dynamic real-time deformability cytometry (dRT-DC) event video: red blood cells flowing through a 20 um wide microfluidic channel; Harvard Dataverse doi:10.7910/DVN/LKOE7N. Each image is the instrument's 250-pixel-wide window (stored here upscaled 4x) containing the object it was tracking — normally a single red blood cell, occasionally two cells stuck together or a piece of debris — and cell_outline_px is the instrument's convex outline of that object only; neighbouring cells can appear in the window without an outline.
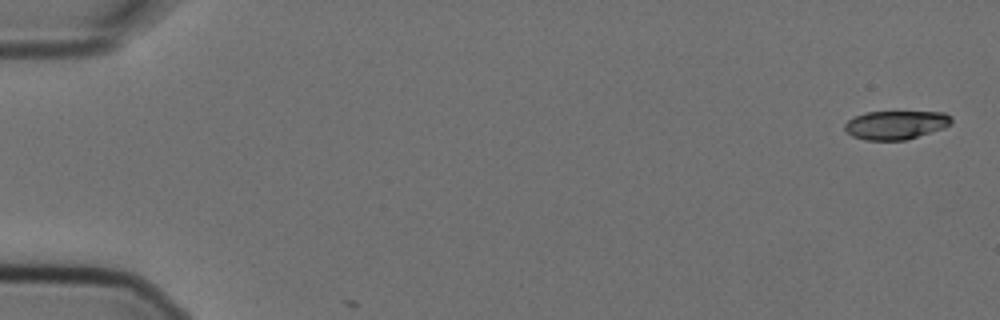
{"species": "Egyptian fruit bat (a non-hibernating species)", "species_latin": "Rousettus aegyptiacus", "temperature_condition": "cold", "stored_images_in_passage": 5, "camera_frame_rate_fps": 3000, "um_per_image_px": 0.085, "animal": {"sex": "female"}, "frame": {"image": 1, "passage_image": 1, "time_ms": 0.0, "image_size_px": [1000, 320], "cell_outline_px": [[952, 124], [944, 128], [904, 140], [864, 140], [852, 136], [844, 128], [844, 124], [848, 120], [856, 116], [868, 112], [944, 112], [952, 116]], "centroid_in_image_um": [76.16, 10.62], "position_along_channel_um": 8.8, "area_um2": 17.74}}
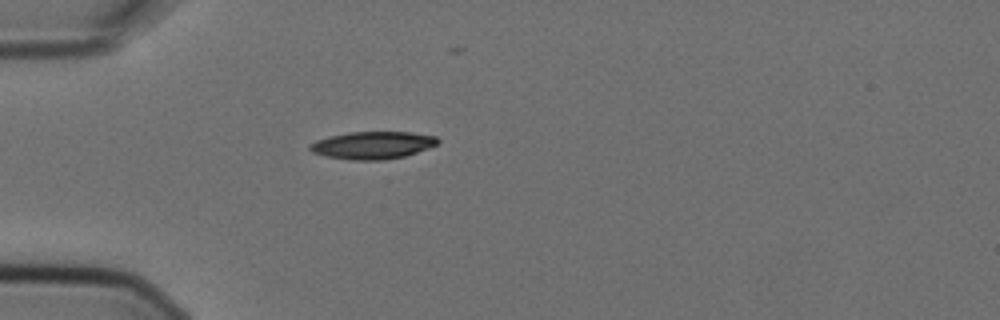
{"frame": {"image": 2, "passage_image": 4, "time_ms": 1.0, "image_size_px": [1000, 320], "cell_outline_px": [[440, 140], [436, 144], [428, 148], [404, 156], [384, 160], [352, 160], [328, 156], [312, 152], [308, 148], [308, 144], [316, 140], [328, 136], [348, 132], [412, 132], [436, 136]], "centroid_in_image_um": [31.65, 12.33], "position_along_channel_um": 53.3, "area_um2": 20.46}}